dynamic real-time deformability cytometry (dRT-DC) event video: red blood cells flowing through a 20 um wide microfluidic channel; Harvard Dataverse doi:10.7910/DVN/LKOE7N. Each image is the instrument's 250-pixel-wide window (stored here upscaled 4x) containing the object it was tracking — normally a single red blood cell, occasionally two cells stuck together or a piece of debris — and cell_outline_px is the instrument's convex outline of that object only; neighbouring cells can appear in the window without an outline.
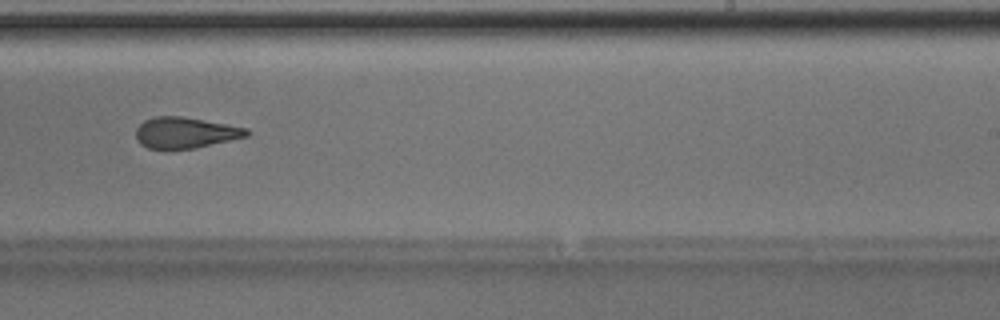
{"species": "Egyptian fruit bat (a non-hibernating species)", "species_latin": "Rousettus aegyptiacus", "temperature_condition": "room temperature", "stored_images_in_passage": 46, "camera_frame_rate_fps": 3000, "um_per_image_px": 0.085, "animal": {"sex": "male"}, "frame": {"image": 1, "passage_image": 27, "time_ms": 8.667, "image_size_px": [1000, 320], "cell_outline_px": [[248, 136], [196, 148], [148, 148], [140, 144], [136, 136], [136, 128], [144, 120], [156, 116], [184, 116], [248, 128]], "centroid_in_image_um": [15.75, 11.26], "position_along_channel_um": 273.2, "area_um2": 19.88}, "authors_computed_cell_mechanics": {"area_um2": 21.1259, "velocity_mm_per_s": 4.0509, "shape_relaxation_time_tau1_ms": 7.5333, "shape_relaxation_time_tau2_ms": 2.5439, "deformation_change_tau1": 0.2067, "deformation_change_tau2": 0.1152}}